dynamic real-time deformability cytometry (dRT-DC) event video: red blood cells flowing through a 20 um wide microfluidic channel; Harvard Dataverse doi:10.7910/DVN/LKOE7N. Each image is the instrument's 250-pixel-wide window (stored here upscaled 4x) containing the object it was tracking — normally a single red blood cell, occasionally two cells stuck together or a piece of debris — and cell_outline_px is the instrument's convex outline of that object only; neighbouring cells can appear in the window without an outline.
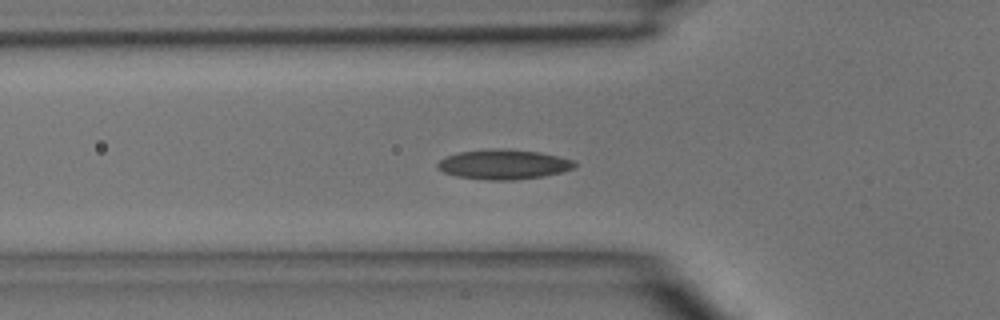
{"species": "common noctule bat (a hibernating species)", "species_latin": "Nyctalus noctula", "temperature_condition": "room temperature", "stored_images_in_passage": 34, "segment_of_instrument_passage": [1, 2], "camera_frame_rate_fps": 3000, "um_per_image_px": 0.085, "animal": {"sex": "male", "body_mass_g": 15.6}, "frame": {"image": 1, "passage_image": 2, "time_ms": 0.333, "image_size_px": [1000, 320], "cell_outline_px": [[580, 164], [576, 168], [544, 176], [512, 180], [484, 180], [456, 176], [444, 172], [436, 168], [436, 164], [440, 160], [448, 156], [460, 152], [540, 152], [572, 160]], "centroid_in_image_um": [42.84, 14.04], "position_along_channel_um": 83.0, "area_um2": 22.6}}
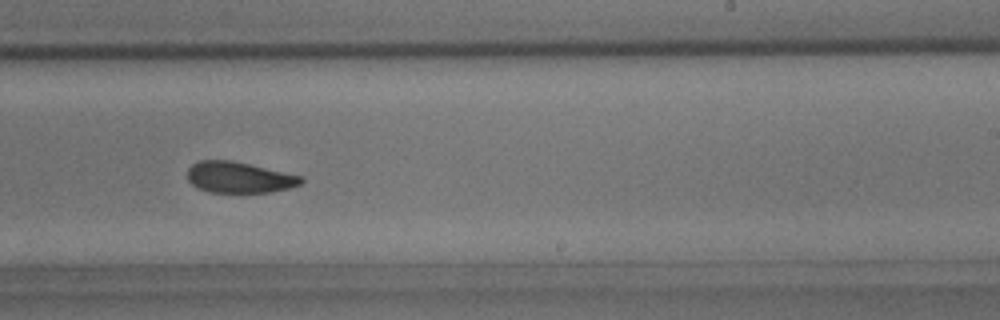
{"frame": {"image": 2, "passage_image": 15, "time_ms": 4.667, "image_size_px": [1000, 320], "cell_outline_px": [[304, 180], [300, 184], [288, 188], [268, 192], [212, 192], [196, 188], [188, 180], [188, 168], [192, 164], [200, 160], [232, 160], [304, 176]], "centroid_in_image_um": [20.32, 15.07], "position_along_channel_um": 268.7, "area_um2": 20.58}}
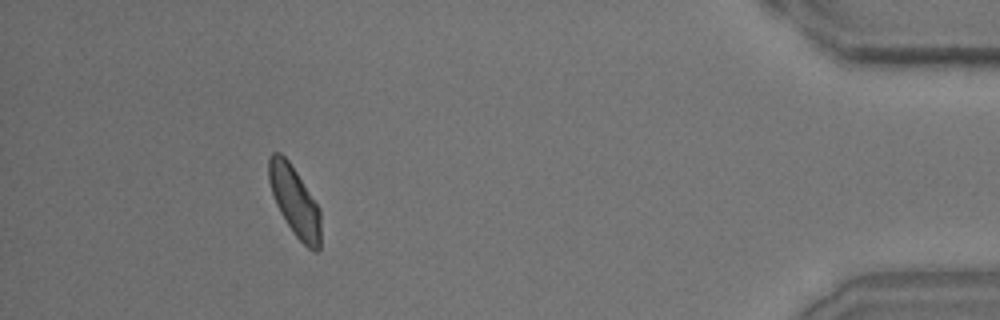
{"frame": {"image": 3, "passage_image": 29, "time_ms": 9.333, "image_size_px": [1000, 320], "cell_outline_px": [[320, 248], [316, 252], [312, 252], [296, 236], [280, 212], [276, 204], [268, 180], [268, 160], [272, 152], [280, 152], [288, 160], [320, 208]], "centroid_in_image_um": [25.05, 17.11], "position_along_channel_um": 410.2, "area_um2": 20.87}}